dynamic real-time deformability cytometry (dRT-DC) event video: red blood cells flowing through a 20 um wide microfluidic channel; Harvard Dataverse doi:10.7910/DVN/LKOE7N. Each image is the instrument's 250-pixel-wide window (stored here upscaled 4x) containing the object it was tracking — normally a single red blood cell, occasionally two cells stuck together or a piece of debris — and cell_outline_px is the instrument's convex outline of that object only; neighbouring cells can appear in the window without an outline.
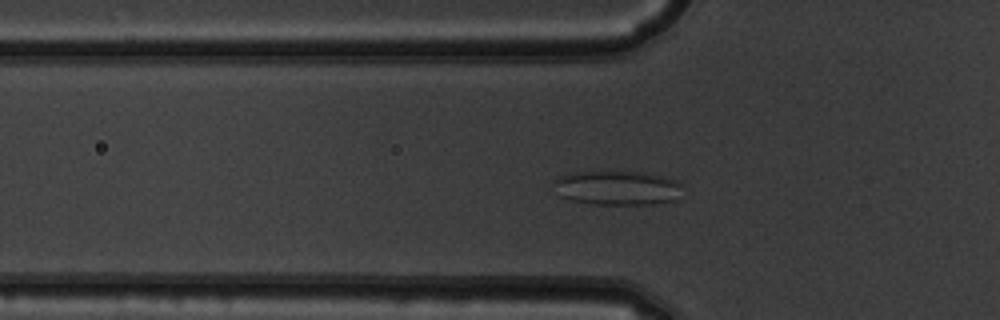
{"species": "common noctule bat (a hibernating species)", "species_latin": "Nyctalus noctula", "temperature_condition": "warm", "stored_images_in_passage": 50, "camera_frame_rate_fps": 3000, "um_per_image_px": 0.085, "animal": {"sex": "male", "body_mass_g": 19.5, "forearm_length_mm": 54.6}, "frame": {"image": 1, "passage_image": 15, "time_ms": 4.667, "image_size_px": [1000, 320], "cell_outline_px": [[680, 184], [676, 200], [652, 204], [592, 204], [572, 200], [560, 196], [552, 180], [560, 176], [576, 172], [648, 172], [680, 180]], "centroid_in_image_um": [52.48, 15.96], "position_along_channel_um": 73.3, "area_um2": 25.66}}
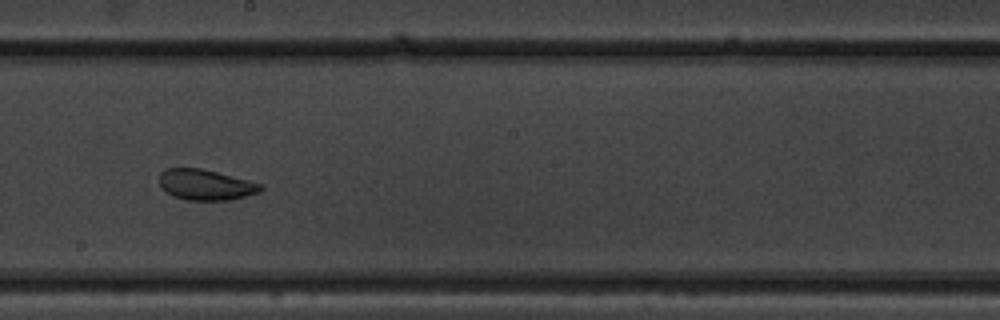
{"frame": {"image": 2, "passage_image": 27, "time_ms": 8.667, "image_size_px": [1000, 320], "cell_outline_px": [[264, 188], [260, 192], [232, 200], [188, 200], [172, 196], [160, 188], [160, 172], [164, 168], [200, 168], [264, 184]], "centroid_in_image_um": [17.48, 15.71], "position_along_channel_um": 230.7, "area_um2": 18.26}}
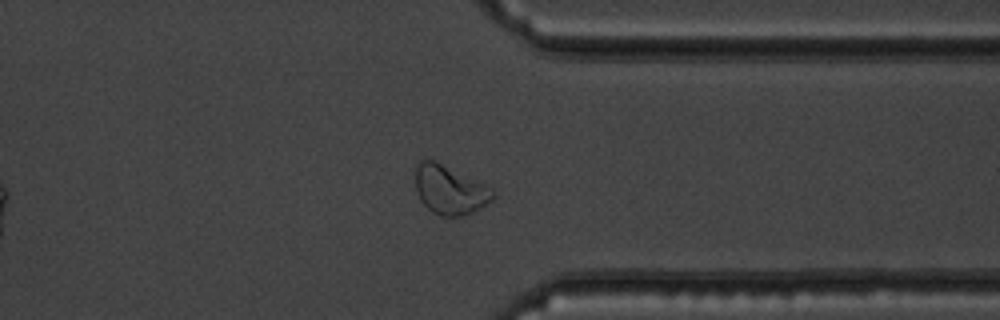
{"frame": {"image": 3, "passage_image": 38, "time_ms": 12.333, "image_size_px": [1000, 320], "cell_outline_px": [[496, 196], [492, 200], [472, 212], [464, 216], [440, 216], [432, 212], [420, 200], [416, 188], [416, 164], [420, 160], [432, 160], [484, 184], [492, 188], [496, 192]], "centroid_in_image_um": [38.23, 16.16], "position_along_channel_um": 373.2, "area_um2": 21.73}, "authors_computed_cell_mechanics": {"area_um2": 23.8136, "velocity_mm_per_s": 3.9338, "shape_relaxation_time_tau1_ms": 7.3612, "shape_relaxation_time_tau2_ms": 1.2938, "deformation_change_tau1": 0.1628, "deformation_change_tau2": 0.0715}}